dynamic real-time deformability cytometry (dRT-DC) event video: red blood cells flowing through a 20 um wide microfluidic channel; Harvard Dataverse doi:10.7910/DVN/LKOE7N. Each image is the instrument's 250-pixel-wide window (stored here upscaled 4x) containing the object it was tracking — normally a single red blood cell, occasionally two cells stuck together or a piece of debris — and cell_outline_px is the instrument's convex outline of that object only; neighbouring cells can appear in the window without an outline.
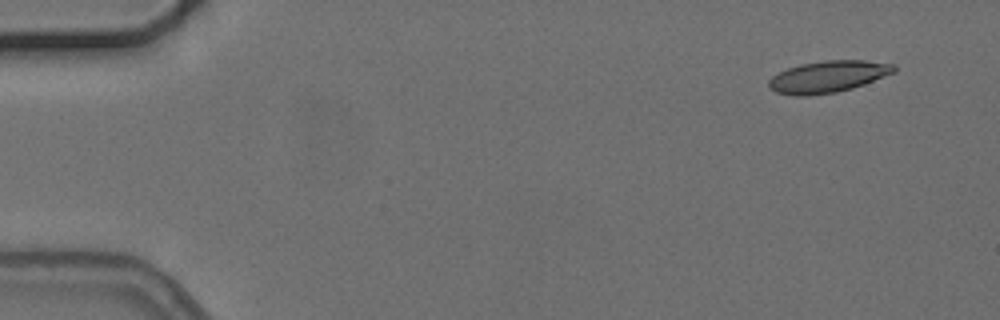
{"species": "common noctule bat (a hibernating species)", "species_latin": "Nyctalus noctula", "temperature_condition": "cold", "stored_images_in_passage": 3, "camera_frame_rate_fps": 3000, "um_per_image_px": 0.085, "animal": {"sex": "female", "body_mass_g": 24.6, "forearm_length_mm": 56.2}, "frame": {"image": 1, "passage_image": 1, "time_ms": 0.0, "image_size_px": [1000, 320], "cell_outline_px": [[896, 72], [864, 84], [852, 88], [836, 92], [808, 96], [792, 96], [776, 92], [768, 88], [768, 80], [772, 76], [788, 68], [800, 64], [828, 60], [864, 60], [896, 64]], "centroid_in_image_um": [70.38, 6.52], "position_along_channel_um": 14.6, "area_um2": 23.29}}
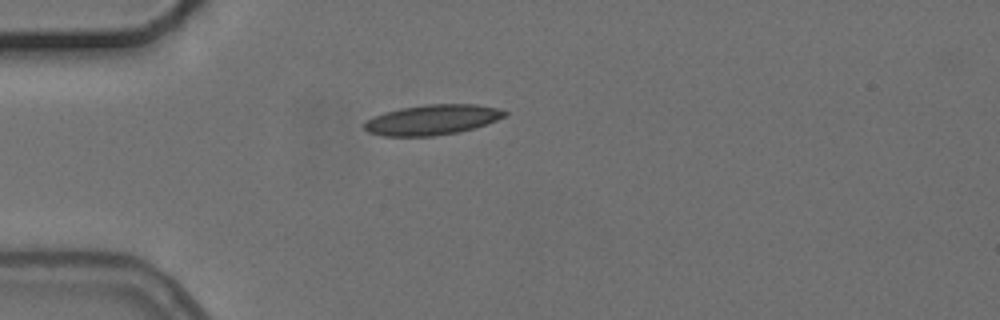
{"frame": {"image": 2, "passage_image": 3, "time_ms": 3.667, "image_size_px": [1000, 320], "cell_outline_px": [[508, 112], [504, 116], [496, 120], [460, 132], [432, 136], [380, 136], [368, 132], [364, 128], [364, 124], [372, 116], [384, 112], [400, 108], [428, 104], [476, 104], [496, 108]], "centroid_in_image_um": [36.69, 10.18], "position_along_channel_um": 48.3, "area_um2": 24.57}}